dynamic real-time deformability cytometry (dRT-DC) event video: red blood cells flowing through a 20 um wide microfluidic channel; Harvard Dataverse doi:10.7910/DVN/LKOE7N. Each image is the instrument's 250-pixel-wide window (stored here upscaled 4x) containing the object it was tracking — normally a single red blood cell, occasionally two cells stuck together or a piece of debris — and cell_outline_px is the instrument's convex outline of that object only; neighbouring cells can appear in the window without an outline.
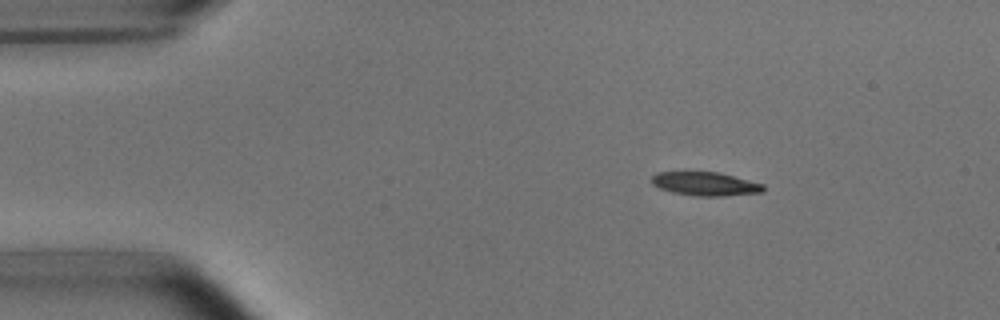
{"species": "common noctule bat (a hibernating species)", "species_latin": "Nyctalus noctula", "temperature_condition": "room temperature", "stored_images_in_passage": 3, "camera_frame_rate_fps": 3000, "um_per_image_px": 0.085, "animal": {"sex": "male", "body_mass_g": 15.6}, "frame": {"image": 1, "passage_image": 1, "time_ms": 0.0, "image_size_px": [1000, 320], "cell_outline_px": [[764, 192], [724, 196], [696, 196], [672, 192], [660, 188], [652, 184], [652, 176], [656, 172], [720, 172], [764, 184]], "centroid_in_image_um": [59.97, 15.63], "position_along_channel_um": 25.0, "area_um2": 15.43}}